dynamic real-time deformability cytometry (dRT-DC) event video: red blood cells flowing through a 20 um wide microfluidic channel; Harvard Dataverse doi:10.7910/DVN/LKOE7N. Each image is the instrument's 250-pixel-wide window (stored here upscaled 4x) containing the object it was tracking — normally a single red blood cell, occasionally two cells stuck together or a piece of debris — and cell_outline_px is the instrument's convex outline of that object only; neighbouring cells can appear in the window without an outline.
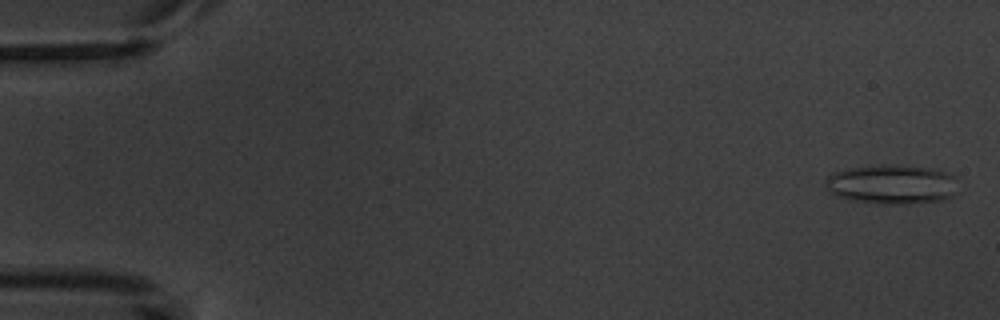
{"species": "common noctule bat (a hibernating species)", "species_latin": "Nyctalus noctula", "temperature_condition": "warm", "stored_images_in_passage": 5, "camera_frame_rate_fps": 3000, "um_per_image_px": 0.085, "animal": {"sex": "male", "body_mass_g": 20.1, "forearm_length_mm": 53.5}, "frame": {"image": 1, "passage_image": 1, "time_ms": 0.0, "image_size_px": [1000, 320], "cell_outline_px": [[956, 192], [952, 196], [940, 200], [908, 204], [880, 204], [852, 200], [836, 196], [828, 192], [824, 180], [832, 172], [848, 168], [928, 168], [944, 172], [956, 176]], "centroid_in_image_um": [75.78, 15.73], "position_along_channel_um": 9.2, "area_um2": 29.42}}